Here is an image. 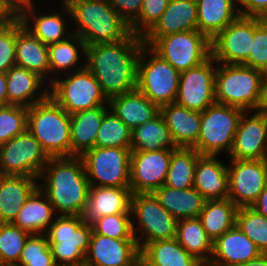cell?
<instances>
[{"mask_svg":"<svg viewBox=\"0 0 267 266\" xmlns=\"http://www.w3.org/2000/svg\"><path fill=\"white\" fill-rule=\"evenodd\" d=\"M143 44L142 37L131 32L118 42L86 46L85 67L96 77L108 100L136 89Z\"/></svg>","mask_w":267,"mask_h":266,"instance_id":"1","label":"cell"},{"mask_svg":"<svg viewBox=\"0 0 267 266\" xmlns=\"http://www.w3.org/2000/svg\"><path fill=\"white\" fill-rule=\"evenodd\" d=\"M38 185L54 211L60 215H81L88 200L90 185L80 156L50 157L40 174Z\"/></svg>","mask_w":267,"mask_h":266,"instance_id":"2","label":"cell"},{"mask_svg":"<svg viewBox=\"0 0 267 266\" xmlns=\"http://www.w3.org/2000/svg\"><path fill=\"white\" fill-rule=\"evenodd\" d=\"M62 7L64 15L77 24L72 33L80 36L86 46L118 42L131 33L129 24L109 0H77Z\"/></svg>","mask_w":267,"mask_h":266,"instance_id":"3","label":"cell"},{"mask_svg":"<svg viewBox=\"0 0 267 266\" xmlns=\"http://www.w3.org/2000/svg\"><path fill=\"white\" fill-rule=\"evenodd\" d=\"M27 130L49 157H71L70 114L50 95L28 108Z\"/></svg>","mask_w":267,"mask_h":266,"instance_id":"4","label":"cell"},{"mask_svg":"<svg viewBox=\"0 0 267 266\" xmlns=\"http://www.w3.org/2000/svg\"><path fill=\"white\" fill-rule=\"evenodd\" d=\"M57 266H82L92 235L81 215H59L45 232Z\"/></svg>","mask_w":267,"mask_h":266,"instance_id":"5","label":"cell"},{"mask_svg":"<svg viewBox=\"0 0 267 266\" xmlns=\"http://www.w3.org/2000/svg\"><path fill=\"white\" fill-rule=\"evenodd\" d=\"M264 72L242 64H221L216 68V103L254 111Z\"/></svg>","mask_w":267,"mask_h":266,"instance_id":"6","label":"cell"},{"mask_svg":"<svg viewBox=\"0 0 267 266\" xmlns=\"http://www.w3.org/2000/svg\"><path fill=\"white\" fill-rule=\"evenodd\" d=\"M77 66L75 70L66 73L61 79L51 74L49 95L68 113L93 109L102 105H109L96 77L85 67ZM51 87V88H50Z\"/></svg>","mask_w":267,"mask_h":266,"instance_id":"7","label":"cell"},{"mask_svg":"<svg viewBox=\"0 0 267 266\" xmlns=\"http://www.w3.org/2000/svg\"><path fill=\"white\" fill-rule=\"evenodd\" d=\"M142 39L145 45L180 73L202 64L212 56L211 40L198 30Z\"/></svg>","mask_w":267,"mask_h":266,"instance_id":"8","label":"cell"},{"mask_svg":"<svg viewBox=\"0 0 267 266\" xmlns=\"http://www.w3.org/2000/svg\"><path fill=\"white\" fill-rule=\"evenodd\" d=\"M179 79L180 72L143 44L137 63L136 88L139 91L160 107L176 101Z\"/></svg>","mask_w":267,"mask_h":266,"instance_id":"9","label":"cell"},{"mask_svg":"<svg viewBox=\"0 0 267 266\" xmlns=\"http://www.w3.org/2000/svg\"><path fill=\"white\" fill-rule=\"evenodd\" d=\"M243 112L216 102L210 105L201 112L199 137L191 148L200 155L217 156L222 151L229 154Z\"/></svg>","mask_w":267,"mask_h":266,"instance_id":"10","label":"cell"},{"mask_svg":"<svg viewBox=\"0 0 267 266\" xmlns=\"http://www.w3.org/2000/svg\"><path fill=\"white\" fill-rule=\"evenodd\" d=\"M80 157L90 186L130 187L131 148L95 146Z\"/></svg>","mask_w":267,"mask_h":266,"instance_id":"11","label":"cell"},{"mask_svg":"<svg viewBox=\"0 0 267 266\" xmlns=\"http://www.w3.org/2000/svg\"><path fill=\"white\" fill-rule=\"evenodd\" d=\"M131 215L136 218L139 226L132 221L133 235L139 249L146 243L175 238L177 220L160 204L153 193H136L131 198ZM145 234L144 241H140L137 232ZM137 231V232H136ZM142 242V243H141Z\"/></svg>","mask_w":267,"mask_h":266,"instance_id":"12","label":"cell"},{"mask_svg":"<svg viewBox=\"0 0 267 266\" xmlns=\"http://www.w3.org/2000/svg\"><path fill=\"white\" fill-rule=\"evenodd\" d=\"M49 156L28 131L0 145V174L40 177Z\"/></svg>","mask_w":267,"mask_h":266,"instance_id":"13","label":"cell"},{"mask_svg":"<svg viewBox=\"0 0 267 266\" xmlns=\"http://www.w3.org/2000/svg\"><path fill=\"white\" fill-rule=\"evenodd\" d=\"M228 198L238 207H251L267 184V160L230 159Z\"/></svg>","mask_w":267,"mask_h":266,"instance_id":"14","label":"cell"},{"mask_svg":"<svg viewBox=\"0 0 267 266\" xmlns=\"http://www.w3.org/2000/svg\"><path fill=\"white\" fill-rule=\"evenodd\" d=\"M216 60L211 56L202 64L180 73L176 103L193 111L203 112L216 102Z\"/></svg>","mask_w":267,"mask_h":266,"instance_id":"15","label":"cell"},{"mask_svg":"<svg viewBox=\"0 0 267 266\" xmlns=\"http://www.w3.org/2000/svg\"><path fill=\"white\" fill-rule=\"evenodd\" d=\"M255 17L239 16L211 40L212 57L221 64H243L249 56Z\"/></svg>","mask_w":267,"mask_h":266,"instance_id":"16","label":"cell"},{"mask_svg":"<svg viewBox=\"0 0 267 266\" xmlns=\"http://www.w3.org/2000/svg\"><path fill=\"white\" fill-rule=\"evenodd\" d=\"M174 150L131 151L130 189L133 194L153 193L164 185Z\"/></svg>","mask_w":267,"mask_h":266,"instance_id":"17","label":"cell"},{"mask_svg":"<svg viewBox=\"0 0 267 266\" xmlns=\"http://www.w3.org/2000/svg\"><path fill=\"white\" fill-rule=\"evenodd\" d=\"M240 117L233 145L229 152L230 159L264 160L267 155V114L253 112ZM249 117V118H248Z\"/></svg>","mask_w":267,"mask_h":266,"instance_id":"18","label":"cell"},{"mask_svg":"<svg viewBox=\"0 0 267 266\" xmlns=\"http://www.w3.org/2000/svg\"><path fill=\"white\" fill-rule=\"evenodd\" d=\"M140 263V249L136 239H115L92 233L84 265L136 266Z\"/></svg>","mask_w":267,"mask_h":266,"instance_id":"19","label":"cell"},{"mask_svg":"<svg viewBox=\"0 0 267 266\" xmlns=\"http://www.w3.org/2000/svg\"><path fill=\"white\" fill-rule=\"evenodd\" d=\"M261 254L257 246L235 225L213 241L212 256L207 266H238Z\"/></svg>","mask_w":267,"mask_h":266,"instance_id":"20","label":"cell"},{"mask_svg":"<svg viewBox=\"0 0 267 266\" xmlns=\"http://www.w3.org/2000/svg\"><path fill=\"white\" fill-rule=\"evenodd\" d=\"M130 187L90 186L88 200L81 218L91 223L95 219L114 214H131Z\"/></svg>","mask_w":267,"mask_h":266,"instance_id":"21","label":"cell"},{"mask_svg":"<svg viewBox=\"0 0 267 266\" xmlns=\"http://www.w3.org/2000/svg\"><path fill=\"white\" fill-rule=\"evenodd\" d=\"M8 105H20L31 107L32 105L45 100L49 96V89L44 86V79L38 74L27 70L24 67L15 65L6 73ZM41 90V92L38 90ZM36 91L39 96L37 97Z\"/></svg>","mask_w":267,"mask_h":266,"instance_id":"22","label":"cell"},{"mask_svg":"<svg viewBox=\"0 0 267 266\" xmlns=\"http://www.w3.org/2000/svg\"><path fill=\"white\" fill-rule=\"evenodd\" d=\"M198 30L196 0H170L167 9L142 38H160Z\"/></svg>","mask_w":267,"mask_h":266,"instance_id":"23","label":"cell"},{"mask_svg":"<svg viewBox=\"0 0 267 266\" xmlns=\"http://www.w3.org/2000/svg\"><path fill=\"white\" fill-rule=\"evenodd\" d=\"M216 156L201 155L194 174L193 187L206 199L228 198L227 166Z\"/></svg>","mask_w":267,"mask_h":266,"instance_id":"24","label":"cell"},{"mask_svg":"<svg viewBox=\"0 0 267 266\" xmlns=\"http://www.w3.org/2000/svg\"><path fill=\"white\" fill-rule=\"evenodd\" d=\"M38 178L0 174V223H12L29 196L38 187Z\"/></svg>","mask_w":267,"mask_h":266,"instance_id":"25","label":"cell"},{"mask_svg":"<svg viewBox=\"0 0 267 266\" xmlns=\"http://www.w3.org/2000/svg\"><path fill=\"white\" fill-rule=\"evenodd\" d=\"M160 113L178 147L191 148L197 142L201 112L173 102L160 106Z\"/></svg>","mask_w":267,"mask_h":266,"instance_id":"26","label":"cell"},{"mask_svg":"<svg viewBox=\"0 0 267 266\" xmlns=\"http://www.w3.org/2000/svg\"><path fill=\"white\" fill-rule=\"evenodd\" d=\"M16 65L45 79L50 75L48 45L43 44L16 18Z\"/></svg>","mask_w":267,"mask_h":266,"instance_id":"27","label":"cell"},{"mask_svg":"<svg viewBox=\"0 0 267 266\" xmlns=\"http://www.w3.org/2000/svg\"><path fill=\"white\" fill-rule=\"evenodd\" d=\"M108 103L115 115L131 130L154 118L160 112V107L137 88L111 97Z\"/></svg>","mask_w":267,"mask_h":266,"instance_id":"28","label":"cell"},{"mask_svg":"<svg viewBox=\"0 0 267 266\" xmlns=\"http://www.w3.org/2000/svg\"><path fill=\"white\" fill-rule=\"evenodd\" d=\"M107 108L102 105L70 115L71 156H81L95 147L97 133L105 113L110 110L109 105Z\"/></svg>","mask_w":267,"mask_h":266,"instance_id":"29","label":"cell"},{"mask_svg":"<svg viewBox=\"0 0 267 266\" xmlns=\"http://www.w3.org/2000/svg\"><path fill=\"white\" fill-rule=\"evenodd\" d=\"M198 31L214 39L239 16L237 0H196Z\"/></svg>","mask_w":267,"mask_h":266,"instance_id":"30","label":"cell"},{"mask_svg":"<svg viewBox=\"0 0 267 266\" xmlns=\"http://www.w3.org/2000/svg\"><path fill=\"white\" fill-rule=\"evenodd\" d=\"M54 208L46 194L38 186L26 200L17 217L12 222L29 235L45 234L54 222Z\"/></svg>","mask_w":267,"mask_h":266,"instance_id":"31","label":"cell"},{"mask_svg":"<svg viewBox=\"0 0 267 266\" xmlns=\"http://www.w3.org/2000/svg\"><path fill=\"white\" fill-rule=\"evenodd\" d=\"M143 266H205L174 238L146 243L140 249Z\"/></svg>","mask_w":267,"mask_h":266,"instance_id":"32","label":"cell"},{"mask_svg":"<svg viewBox=\"0 0 267 266\" xmlns=\"http://www.w3.org/2000/svg\"><path fill=\"white\" fill-rule=\"evenodd\" d=\"M153 194L176 220L198 218L206 201L194 187L174 189L163 185Z\"/></svg>","mask_w":267,"mask_h":266,"instance_id":"33","label":"cell"},{"mask_svg":"<svg viewBox=\"0 0 267 266\" xmlns=\"http://www.w3.org/2000/svg\"><path fill=\"white\" fill-rule=\"evenodd\" d=\"M131 151L178 149L165 120L159 112L154 118L132 130Z\"/></svg>","mask_w":267,"mask_h":266,"instance_id":"34","label":"cell"},{"mask_svg":"<svg viewBox=\"0 0 267 266\" xmlns=\"http://www.w3.org/2000/svg\"><path fill=\"white\" fill-rule=\"evenodd\" d=\"M175 239L192 256L207 266L211 260L213 241L199 218L177 220Z\"/></svg>","mask_w":267,"mask_h":266,"instance_id":"35","label":"cell"},{"mask_svg":"<svg viewBox=\"0 0 267 266\" xmlns=\"http://www.w3.org/2000/svg\"><path fill=\"white\" fill-rule=\"evenodd\" d=\"M34 9L35 8L32 6L29 10H26L19 19L24 27L43 44L50 45L52 43H57L67 39L73 34L71 31L66 33L68 30L66 28L65 16L63 13L55 12L48 15H36V11ZM31 18L34 19L32 20L34 22H32V26L29 21Z\"/></svg>","mask_w":267,"mask_h":266,"instance_id":"36","label":"cell"},{"mask_svg":"<svg viewBox=\"0 0 267 266\" xmlns=\"http://www.w3.org/2000/svg\"><path fill=\"white\" fill-rule=\"evenodd\" d=\"M237 211L238 207L229 198L206 200L198 218L214 241L236 225Z\"/></svg>","mask_w":267,"mask_h":266,"instance_id":"37","label":"cell"},{"mask_svg":"<svg viewBox=\"0 0 267 266\" xmlns=\"http://www.w3.org/2000/svg\"><path fill=\"white\" fill-rule=\"evenodd\" d=\"M200 156L193 148L179 147L174 150L164 185L174 189L193 187L195 168Z\"/></svg>","mask_w":267,"mask_h":266,"instance_id":"38","label":"cell"},{"mask_svg":"<svg viewBox=\"0 0 267 266\" xmlns=\"http://www.w3.org/2000/svg\"><path fill=\"white\" fill-rule=\"evenodd\" d=\"M80 51L85 55L86 44L80 36L74 33L65 40L48 45L50 73L56 75V72L62 71L66 74V71H70L69 69L78 64L80 55H82Z\"/></svg>","mask_w":267,"mask_h":266,"instance_id":"39","label":"cell"},{"mask_svg":"<svg viewBox=\"0 0 267 266\" xmlns=\"http://www.w3.org/2000/svg\"><path fill=\"white\" fill-rule=\"evenodd\" d=\"M131 135L132 130L110 109L103 117L95 146L130 148Z\"/></svg>","mask_w":267,"mask_h":266,"instance_id":"40","label":"cell"},{"mask_svg":"<svg viewBox=\"0 0 267 266\" xmlns=\"http://www.w3.org/2000/svg\"><path fill=\"white\" fill-rule=\"evenodd\" d=\"M30 235L13 223H0V266H16Z\"/></svg>","mask_w":267,"mask_h":266,"instance_id":"41","label":"cell"},{"mask_svg":"<svg viewBox=\"0 0 267 266\" xmlns=\"http://www.w3.org/2000/svg\"><path fill=\"white\" fill-rule=\"evenodd\" d=\"M236 225L262 254H267V218L252 207H240L237 211Z\"/></svg>","mask_w":267,"mask_h":266,"instance_id":"42","label":"cell"},{"mask_svg":"<svg viewBox=\"0 0 267 266\" xmlns=\"http://www.w3.org/2000/svg\"><path fill=\"white\" fill-rule=\"evenodd\" d=\"M16 266H57L45 234L28 237Z\"/></svg>","mask_w":267,"mask_h":266,"instance_id":"43","label":"cell"},{"mask_svg":"<svg viewBox=\"0 0 267 266\" xmlns=\"http://www.w3.org/2000/svg\"><path fill=\"white\" fill-rule=\"evenodd\" d=\"M28 107L6 105L0 107V145L27 130Z\"/></svg>","mask_w":267,"mask_h":266,"instance_id":"44","label":"cell"},{"mask_svg":"<svg viewBox=\"0 0 267 266\" xmlns=\"http://www.w3.org/2000/svg\"><path fill=\"white\" fill-rule=\"evenodd\" d=\"M92 233L115 239H135L131 214H114L99 217L91 222Z\"/></svg>","mask_w":267,"mask_h":266,"instance_id":"45","label":"cell"},{"mask_svg":"<svg viewBox=\"0 0 267 266\" xmlns=\"http://www.w3.org/2000/svg\"><path fill=\"white\" fill-rule=\"evenodd\" d=\"M267 72V19L255 17V32L248 59L242 64Z\"/></svg>","mask_w":267,"mask_h":266,"instance_id":"46","label":"cell"},{"mask_svg":"<svg viewBox=\"0 0 267 266\" xmlns=\"http://www.w3.org/2000/svg\"><path fill=\"white\" fill-rule=\"evenodd\" d=\"M170 0H143L139 16L129 25L132 33L143 37L160 19Z\"/></svg>","mask_w":267,"mask_h":266,"instance_id":"47","label":"cell"},{"mask_svg":"<svg viewBox=\"0 0 267 266\" xmlns=\"http://www.w3.org/2000/svg\"><path fill=\"white\" fill-rule=\"evenodd\" d=\"M16 65V19L0 26V72Z\"/></svg>","mask_w":267,"mask_h":266,"instance_id":"48","label":"cell"},{"mask_svg":"<svg viewBox=\"0 0 267 266\" xmlns=\"http://www.w3.org/2000/svg\"><path fill=\"white\" fill-rule=\"evenodd\" d=\"M120 16L130 25L138 16L143 0H109Z\"/></svg>","mask_w":267,"mask_h":266,"instance_id":"49","label":"cell"},{"mask_svg":"<svg viewBox=\"0 0 267 266\" xmlns=\"http://www.w3.org/2000/svg\"><path fill=\"white\" fill-rule=\"evenodd\" d=\"M244 7L238 8L240 16L267 18V0H237Z\"/></svg>","mask_w":267,"mask_h":266,"instance_id":"50","label":"cell"},{"mask_svg":"<svg viewBox=\"0 0 267 266\" xmlns=\"http://www.w3.org/2000/svg\"><path fill=\"white\" fill-rule=\"evenodd\" d=\"M8 10L19 18L26 10L34 6V0H1Z\"/></svg>","mask_w":267,"mask_h":266,"instance_id":"51","label":"cell"},{"mask_svg":"<svg viewBox=\"0 0 267 266\" xmlns=\"http://www.w3.org/2000/svg\"><path fill=\"white\" fill-rule=\"evenodd\" d=\"M255 110L258 113L267 114V72H264L261 80L259 99Z\"/></svg>","mask_w":267,"mask_h":266,"instance_id":"52","label":"cell"},{"mask_svg":"<svg viewBox=\"0 0 267 266\" xmlns=\"http://www.w3.org/2000/svg\"><path fill=\"white\" fill-rule=\"evenodd\" d=\"M251 207L267 218V184L257 201Z\"/></svg>","mask_w":267,"mask_h":266,"instance_id":"53","label":"cell"},{"mask_svg":"<svg viewBox=\"0 0 267 266\" xmlns=\"http://www.w3.org/2000/svg\"><path fill=\"white\" fill-rule=\"evenodd\" d=\"M16 17L8 10V8L0 0V26L10 24Z\"/></svg>","mask_w":267,"mask_h":266,"instance_id":"54","label":"cell"},{"mask_svg":"<svg viewBox=\"0 0 267 266\" xmlns=\"http://www.w3.org/2000/svg\"><path fill=\"white\" fill-rule=\"evenodd\" d=\"M6 74L0 72V107L8 105Z\"/></svg>","mask_w":267,"mask_h":266,"instance_id":"55","label":"cell"},{"mask_svg":"<svg viewBox=\"0 0 267 266\" xmlns=\"http://www.w3.org/2000/svg\"><path fill=\"white\" fill-rule=\"evenodd\" d=\"M238 266H267V254H261L256 259H253Z\"/></svg>","mask_w":267,"mask_h":266,"instance_id":"56","label":"cell"},{"mask_svg":"<svg viewBox=\"0 0 267 266\" xmlns=\"http://www.w3.org/2000/svg\"><path fill=\"white\" fill-rule=\"evenodd\" d=\"M75 1H77V0H63L61 2H63L62 6H70Z\"/></svg>","mask_w":267,"mask_h":266,"instance_id":"57","label":"cell"}]
</instances>
